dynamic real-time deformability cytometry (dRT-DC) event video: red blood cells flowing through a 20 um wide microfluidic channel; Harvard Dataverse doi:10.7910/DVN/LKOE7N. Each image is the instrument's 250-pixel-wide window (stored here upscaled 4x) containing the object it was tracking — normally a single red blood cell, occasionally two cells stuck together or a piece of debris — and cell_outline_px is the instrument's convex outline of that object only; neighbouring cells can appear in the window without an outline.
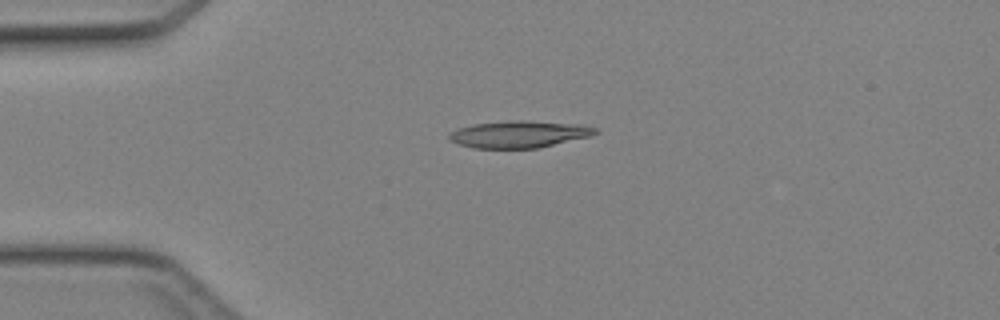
{"species": "Egyptian fruit bat (a non-hibernating species)", "species_latin": "Rousettus aegyptiacus", "temperature_condition": "cold", "stored_images_in_passage": 35, "camera_frame_rate_fps": 3000, "um_per_image_px": 0.085, "animal": {"sex": "female"}, "frame": {"image": 1, "passage_image": 1, "time_ms": 0.0, "image_size_px": [1000, 320], "cell_outline_px": [[596, 132], [588, 136], [540, 148], [472, 148], [448, 140], [448, 136], [456, 128], [472, 124], [508, 120], [520, 120], [580, 124], [596, 128]], "centroid_in_image_um": [44.05, 11.4], "position_along_channel_um": 40.9, "area_um2": 22.89}}
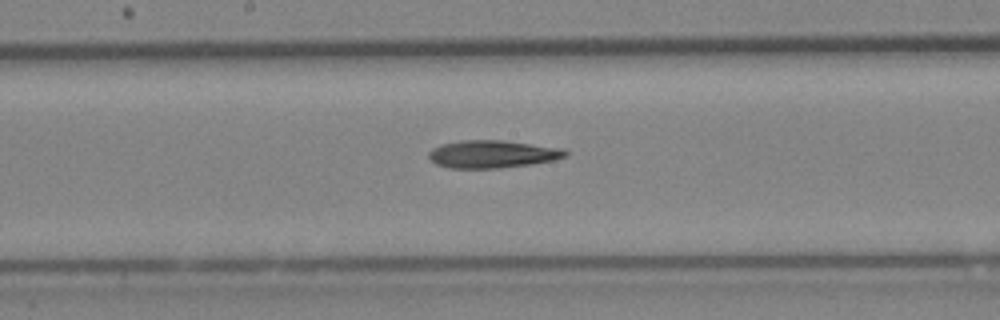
{"frame": {"image": 2, "passage_image": 14, "time_ms": 4.333, "image_size_px": [1000, 320], "cell_outline_px": [[568, 152], [564, 156], [552, 160], [532, 164], [500, 168], [448, 168], [436, 164], [428, 156], [428, 152], [432, 148], [440, 144], [460, 140], [504, 140], [564, 148]], "centroid_in_image_um": [41.82, 13.09], "position_along_channel_um": 206.4, "area_um2": 22.14}}
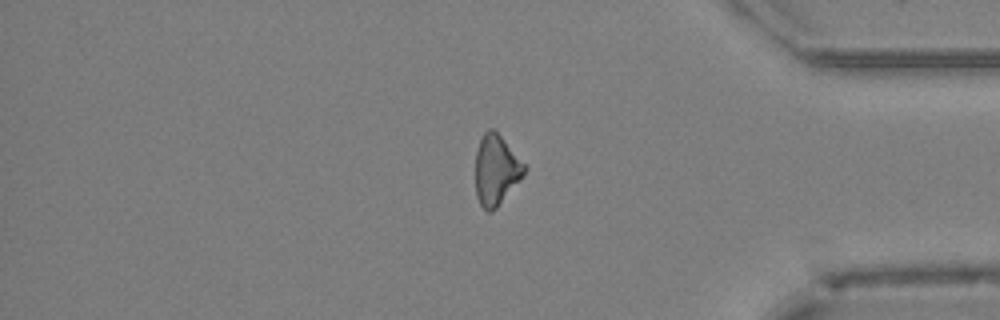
{"frame": {"image": 3, "passage_image": 28, "time_ms": 9.0, "image_size_px": [1000, 320], "cell_outline_px": [[528, 168], [524, 176], [496, 208], [492, 212], [488, 212], [480, 204], [476, 196], [476, 152], [480, 140], [484, 132], [488, 128], [492, 128], [500, 136]], "centroid_in_image_um": [42.17, 14.47], "position_along_channel_um": 393.0, "area_um2": 19.83}}